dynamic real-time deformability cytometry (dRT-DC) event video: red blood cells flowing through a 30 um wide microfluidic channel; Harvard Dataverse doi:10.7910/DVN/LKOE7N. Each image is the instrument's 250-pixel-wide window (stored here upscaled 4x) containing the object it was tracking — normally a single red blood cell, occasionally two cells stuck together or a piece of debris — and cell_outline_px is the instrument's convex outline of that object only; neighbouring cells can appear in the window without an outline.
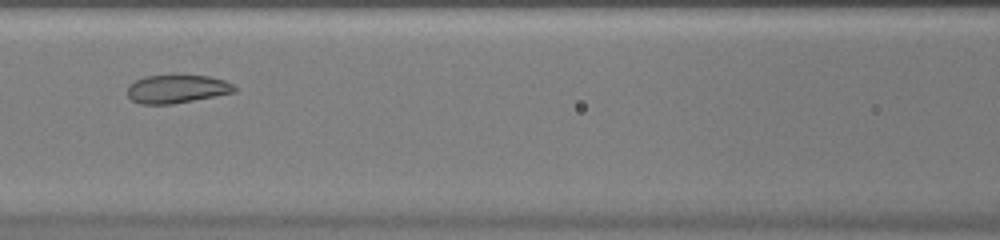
{"species": "common noctule bat (a hibernating species)", "species_latin": "Nyctalus noctula", "temperature_condition": "warm", "stored_images_in_passage": 37, "camera_frame_rate_fps": 3000, "um_per_image_px": 0.085, "animal": {"sex": "female", "body_mass_g": 20.0, "forearm_length_mm": 54.0}, "frame": {"image": 1, "passage_image": 12, "time_ms": 3.667, "image_size_px": [1000, 240], "cell_outline_px": [[236, 92], [216, 96], [172, 104], [140, 104], [132, 100], [128, 96], [128, 84], [144, 76], [176, 72], [208, 76], [224, 80], [232, 84], [236, 88]], "centroid_in_image_um": [15.02, 7.51], "position_along_channel_um": 151.6, "area_um2": 18.44}}
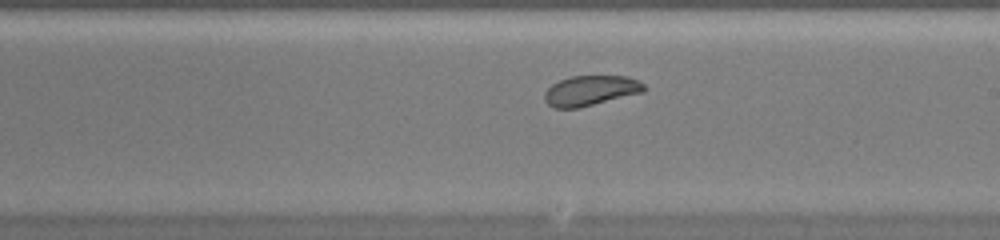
{"frame": {"image": 2, "passage_image": 18, "time_ms": 5.667, "image_size_px": [1000, 240], "cell_outline_px": [[648, 88], [644, 92], [580, 108], [556, 108], [548, 104], [544, 100], [544, 92], [552, 84], [560, 80], [572, 76], [628, 76], [644, 84]], "centroid_in_image_um": [50.22, 7.7], "position_along_channel_um": 238.8, "area_um2": 17.57}}
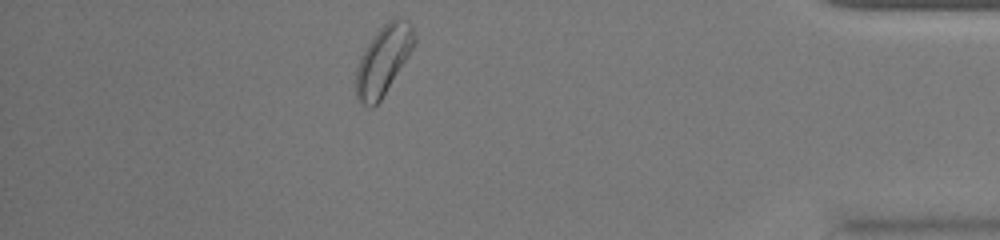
{"frame": {"image": 3, "passage_image": 32, "time_ms": 10.333, "image_size_px": [1000, 240], "cell_outline_px": [[416, 40], [408, 56], [380, 100], [372, 108], [368, 108], [360, 104], [356, 96], [356, 68], [360, 56], [376, 32], [392, 16], [396, 16], [408, 20], [416, 36]], "centroid_in_image_um": [32.57, 5.1], "position_along_channel_um": 402.6, "area_um2": 23.41}}